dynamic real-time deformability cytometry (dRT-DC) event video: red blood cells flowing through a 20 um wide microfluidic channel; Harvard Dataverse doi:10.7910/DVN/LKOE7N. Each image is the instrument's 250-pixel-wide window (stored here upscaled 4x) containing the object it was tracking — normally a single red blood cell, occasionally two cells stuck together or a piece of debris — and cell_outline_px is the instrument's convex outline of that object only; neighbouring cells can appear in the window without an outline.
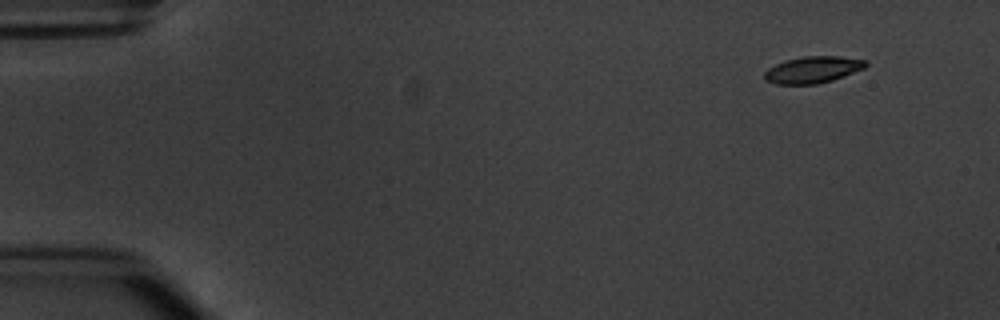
{"species": "common noctule bat (a hibernating species)", "species_latin": "Nyctalus noctula", "temperature_condition": "warm", "stored_images_in_passage": 8, "camera_frame_rate_fps": 3000, "um_per_image_px": 0.085, "animal": {"sex": "male", "body_mass_g": 20.1, "forearm_length_mm": 53.5}, "frame": {"image": 1, "passage_image": 1, "time_ms": 0.0, "image_size_px": [1000, 320], "cell_outline_px": [[868, 64], [864, 68], [844, 76], [832, 80], [816, 84], [776, 84], [764, 80], [764, 72], [768, 68], [776, 64], [788, 60], [804, 56], [840, 56], [868, 60]], "centroid_in_image_um": [69.1, 5.92], "position_along_channel_um": 15.9, "area_um2": 15.72}}
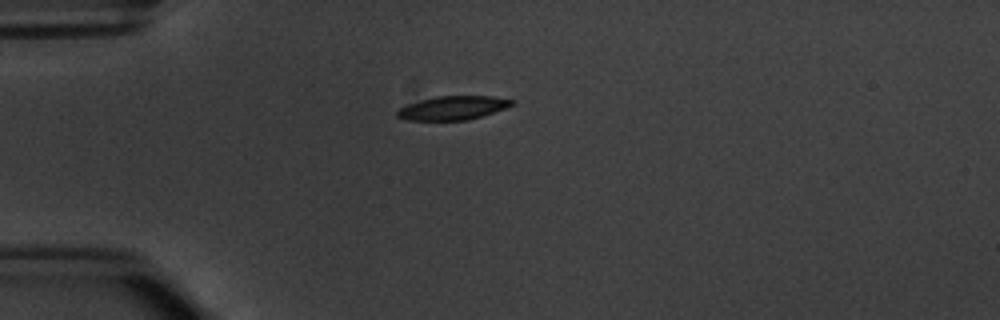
{"frame": {"image": 2, "passage_image": 4, "time_ms": 3.333, "image_size_px": [1000, 320], "cell_outline_px": [[516, 104], [468, 120], [408, 120], [396, 116], [396, 112], [400, 108], [408, 104], [420, 100], [436, 96], [492, 96], [516, 100]], "centroid_in_image_um": [38.5, 9.16], "position_along_channel_um": 46.5, "area_um2": 15.78}}
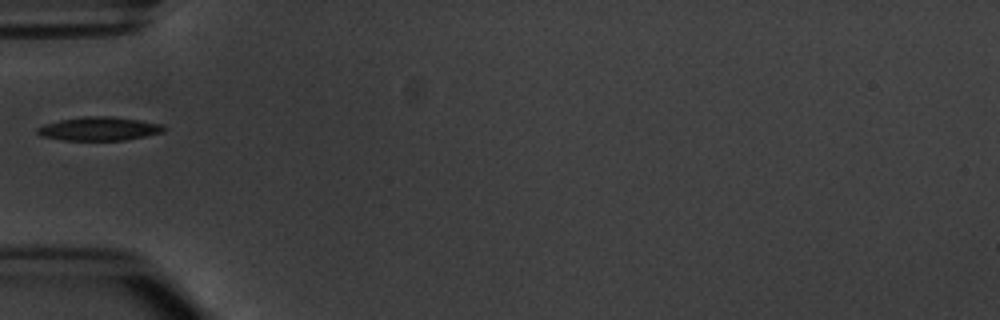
{"frame": {"image": 3, "passage_image": 5, "time_ms": 4.667, "image_size_px": [1000, 320], "cell_outline_px": [[168, 128], [164, 132], [124, 140], [64, 140], [40, 136], [36, 132], [36, 128], [44, 124], [60, 120], [84, 116], [112, 116], [140, 120], [164, 124]], "centroid_in_image_um": [8.45, 10.94], "position_along_channel_um": 76.5, "area_um2": 17.57}}